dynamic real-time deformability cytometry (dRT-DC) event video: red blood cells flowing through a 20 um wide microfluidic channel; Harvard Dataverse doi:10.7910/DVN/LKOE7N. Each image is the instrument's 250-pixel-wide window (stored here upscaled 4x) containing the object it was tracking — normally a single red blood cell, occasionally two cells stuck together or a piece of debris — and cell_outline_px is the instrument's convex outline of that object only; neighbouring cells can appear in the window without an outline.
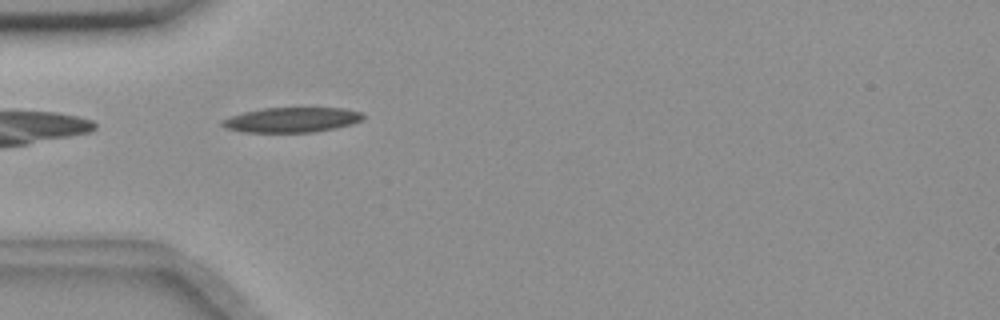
{"species": "common noctule bat (a hibernating species)", "species_latin": "Nyctalus noctula", "temperature_condition": "room temperature", "stored_images_in_passage": 41, "camera_frame_rate_fps": 3000, "um_per_image_px": 0.085, "animal": {"sex": "female", "body_mass_g": 18.4}, "frame": {"image": 1, "passage_image": 2, "time_ms": 0.333, "image_size_px": [1000, 320], "cell_outline_px": [[364, 116], [360, 120], [352, 124], [336, 128], [312, 132], [244, 132], [224, 128], [220, 124], [220, 120], [244, 112], [264, 108], [344, 108], [360, 112]], "centroid_in_image_um": [24.76, 10.19], "position_along_channel_um": 60.2, "area_um2": 20.4}}
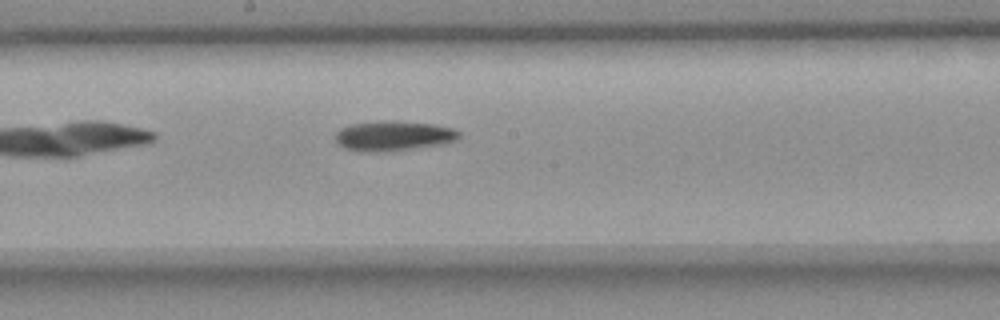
{"frame": {"image": 2, "passage_image": 15, "time_ms": 4.667, "image_size_px": [1000, 320], "cell_outline_px": [[460, 136], [456, 140], [444, 144], [388, 152], [364, 152], [344, 148], [336, 144], [336, 132], [340, 128], [352, 124], [396, 120], [432, 124], [452, 128], [460, 132]], "centroid_in_image_um": [33.44, 11.56], "position_along_channel_um": 214.8, "area_um2": 21.73}}
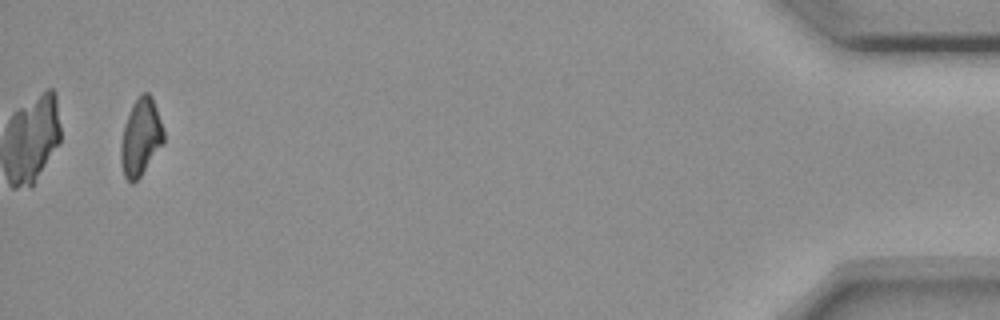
{"frame": {"image": 3, "passage_image": 39, "time_ms": 12.667, "image_size_px": [1000, 320], "cell_outline_px": [[164, 140], [140, 176], [132, 184], [124, 176], [120, 160], [120, 144], [124, 124], [132, 104], [140, 92], [148, 92], [152, 96], [164, 132]], "centroid_in_image_um": [11.93, 11.62], "position_along_channel_um": 423.3, "area_um2": 19.02}, "authors_computed_cell_mechanics": {"area_um2": 20.23, "velocity_mm_per_s": 3.643, "shape_relaxation_time_tau1_ms": 8.1957, "shape_relaxation_time_tau2_ms": null, "deformation_change_tau1": 0.1707, "deformation_change_tau2": null}}